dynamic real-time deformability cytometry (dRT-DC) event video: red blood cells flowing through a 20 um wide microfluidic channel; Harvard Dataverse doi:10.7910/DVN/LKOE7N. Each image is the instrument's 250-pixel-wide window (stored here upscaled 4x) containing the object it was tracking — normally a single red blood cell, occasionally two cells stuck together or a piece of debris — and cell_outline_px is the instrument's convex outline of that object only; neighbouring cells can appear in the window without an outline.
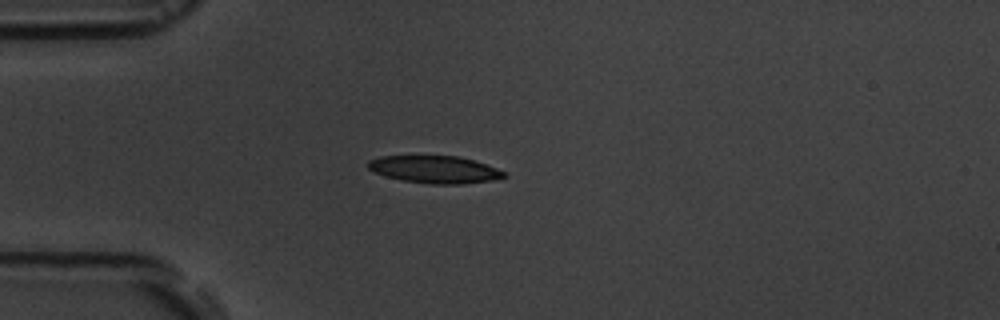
{"species": "common noctule bat (a hibernating species)", "species_latin": "Nyctalus noctula", "temperature_condition": "room temperature", "stored_images_in_passage": 11, "camera_frame_rate_fps": 3000, "um_per_image_px": 0.085, "animal": {"sex": "male", "body_mass_g": 19.5, "forearm_length_mm": 54.6}, "frame": {"image": 1, "passage_image": 4, "time_ms": 3.667, "image_size_px": [1000, 320], "cell_outline_px": [[508, 176], [492, 180], [464, 184], [432, 184], [404, 180], [388, 176], [376, 172], [368, 168], [368, 160], [380, 156], [460, 156], [496, 168], [504, 172]], "centroid_in_image_um": [36.97, 14.4], "position_along_channel_um": 48.0, "area_um2": 21.39}}
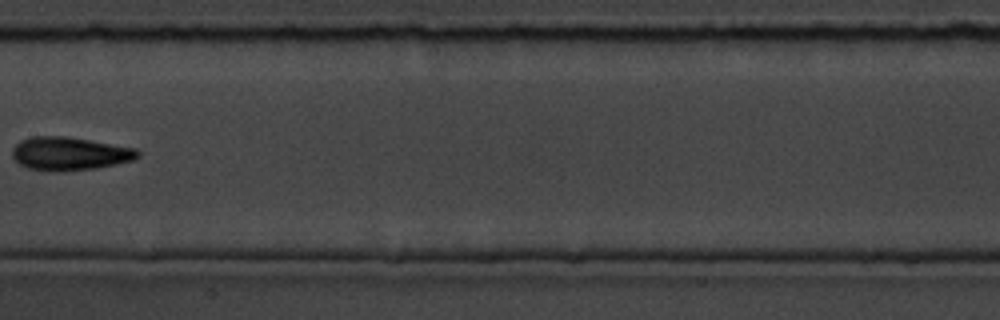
{"frame": {"image": 2, "passage_image": 8, "time_ms": 8.333, "image_size_px": [1000, 320], "cell_outline_px": [[140, 156], [132, 160], [116, 164], [96, 168], [56, 172], [52, 172], [28, 168], [20, 164], [12, 156], [12, 148], [20, 140], [32, 136], [64, 136], [136, 148], [140, 152]], "centroid_in_image_um": [5.89, 13.06], "position_along_channel_um": 201.5, "area_um2": 24.33}}
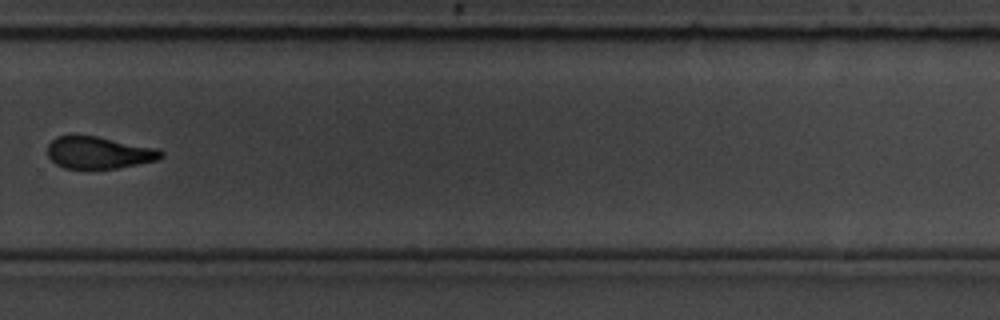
{"frame": {"image": 3, "passage_image": 11, "time_ms": 11.667, "image_size_px": [1000, 320], "cell_outline_px": [[164, 156], [156, 160], [140, 164], [116, 168], [64, 168], [56, 164], [48, 156], [48, 144], [56, 136], [96, 136], [160, 148], [164, 152]], "centroid_in_image_um": [8.45, 12.97], "position_along_channel_um": 321.4, "area_um2": 21.21}}